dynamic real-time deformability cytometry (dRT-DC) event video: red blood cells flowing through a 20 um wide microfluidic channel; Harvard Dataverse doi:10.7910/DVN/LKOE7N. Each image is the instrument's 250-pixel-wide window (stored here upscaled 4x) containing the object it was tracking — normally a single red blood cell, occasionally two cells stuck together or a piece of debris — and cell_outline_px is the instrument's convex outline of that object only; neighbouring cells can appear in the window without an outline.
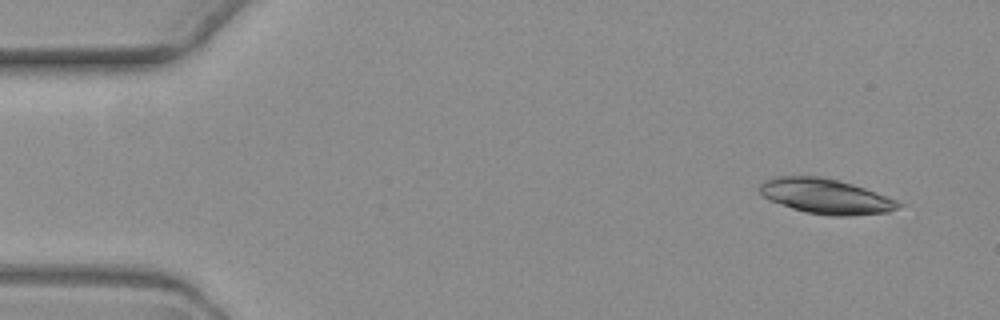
{"species": "common noctule bat (a hibernating species)", "species_latin": "Nyctalus noctula", "temperature_condition": "warm", "stored_images_in_passage": 4, "camera_frame_rate_fps": 3000, "um_per_image_px": 0.085, "animal": {"sex": "female", "body_mass_g": 19.3, "forearm_length_mm": 54.1}, "frame": {"image": 1, "passage_image": 1, "time_ms": 0.0, "image_size_px": [1000, 320], "cell_outline_px": [[900, 204], [896, 208], [888, 212], [848, 216], [832, 216], [804, 212], [792, 208], [772, 200], [764, 196], [760, 192], [760, 184], [764, 180], [780, 176], [820, 176], [852, 184], [864, 188], [896, 200]], "centroid_in_image_um": [70.16, 16.68], "position_along_channel_um": 14.8, "area_um2": 27.8}}
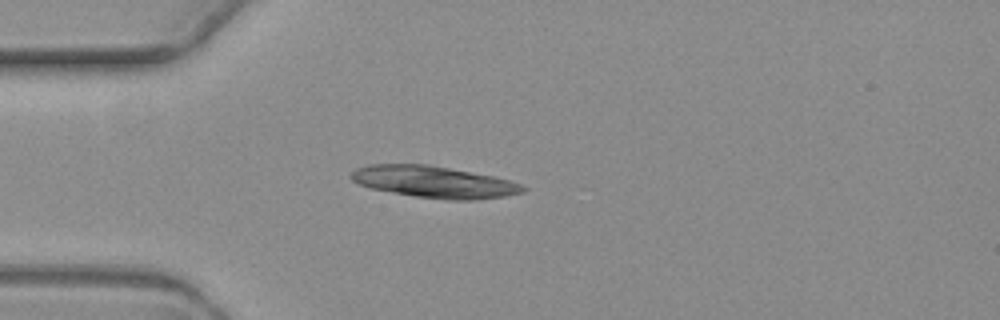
{"frame": {"image": 2, "passage_image": 4, "time_ms": 3.667, "image_size_px": [1000, 320], "cell_outline_px": [[528, 188], [524, 192], [504, 196], [476, 200], [448, 200], [416, 196], [392, 192], [372, 188], [356, 184], [348, 176], [356, 168], [368, 164], [428, 164], [492, 176], [508, 180], [520, 184]], "centroid_in_image_um": [36.86, 15.46], "position_along_channel_um": 48.1, "area_um2": 31.67}}